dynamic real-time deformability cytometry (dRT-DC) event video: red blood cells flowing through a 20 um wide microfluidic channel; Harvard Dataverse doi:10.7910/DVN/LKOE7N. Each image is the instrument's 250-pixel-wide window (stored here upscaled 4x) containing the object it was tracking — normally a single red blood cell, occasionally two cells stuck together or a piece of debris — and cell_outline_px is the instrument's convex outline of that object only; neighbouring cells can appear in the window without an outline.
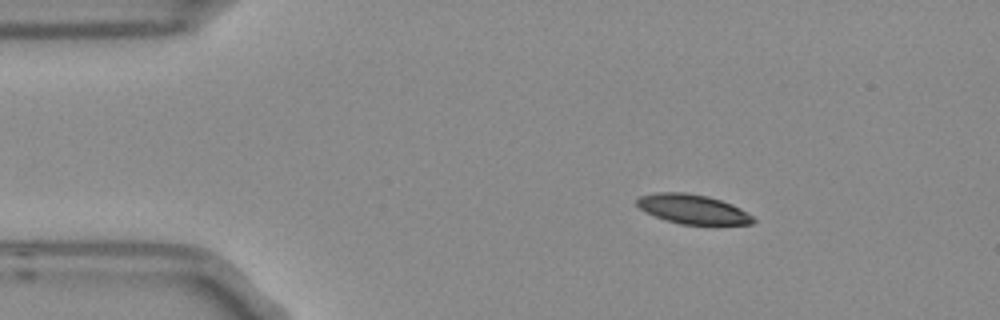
{"species": "Egyptian fruit bat (a non-hibernating species)", "species_latin": "Rousettus aegyptiacus", "temperature_condition": "room temperature", "stored_images_in_passage": 3, "camera_frame_rate_fps": 3000, "um_per_image_px": 0.085, "frame": {"image": 1, "passage_image": 2, "time_ms": 0.333, "image_size_px": [1000, 320], "cell_outline_px": [[756, 220], [752, 224], [680, 224], [664, 220], [644, 212], [636, 204], [636, 200], [640, 196], [656, 192], [684, 192], [708, 196], [732, 204], [740, 208], [752, 216]], "centroid_in_image_um": [58.85, 17.77], "position_along_channel_um": 26.2, "area_um2": 19.94}}